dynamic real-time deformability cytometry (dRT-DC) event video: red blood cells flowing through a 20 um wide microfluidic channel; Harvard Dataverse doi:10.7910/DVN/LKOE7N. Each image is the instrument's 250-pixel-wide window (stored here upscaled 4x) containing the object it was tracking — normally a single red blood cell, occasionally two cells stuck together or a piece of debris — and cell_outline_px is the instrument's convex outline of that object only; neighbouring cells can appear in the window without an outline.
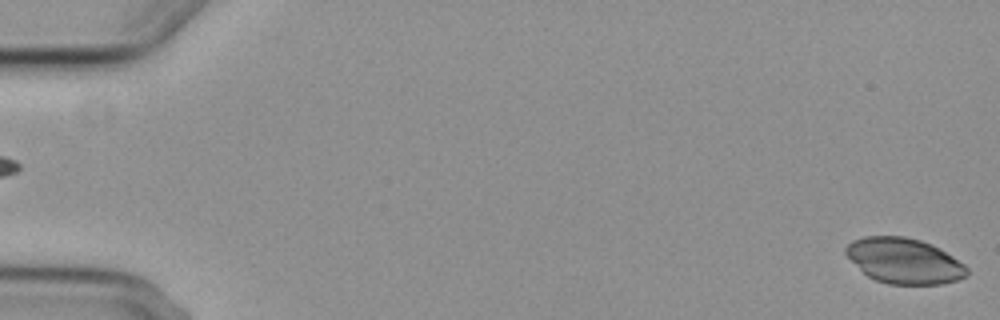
{"species": "common noctule bat (a hibernating species)", "species_latin": "Nyctalus noctula", "temperature_condition": "cold", "stored_images_in_passage": 6, "segment_of_instrument_passage": [2, 2], "camera_frame_rate_fps": 3000, "um_per_image_px": 0.085, "animal": {"sex": "female", "body_mass_g": 29.2, "forearm_length_mm": 56.3}, "frame": {"image": 1, "passage_image": 6, "time_ms": 6.333, "image_size_px": [1000, 320], "cell_outline_px": [[968, 276], [956, 280], [940, 284], [888, 284], [876, 280], [868, 276], [844, 252], [844, 248], [852, 240], [864, 236], [904, 236], [920, 240], [932, 244], [940, 248], [964, 264], [968, 268]], "centroid_in_image_um": [76.87, 22.16], "position_along_channel_um": 8.1, "area_um2": 31.96}}